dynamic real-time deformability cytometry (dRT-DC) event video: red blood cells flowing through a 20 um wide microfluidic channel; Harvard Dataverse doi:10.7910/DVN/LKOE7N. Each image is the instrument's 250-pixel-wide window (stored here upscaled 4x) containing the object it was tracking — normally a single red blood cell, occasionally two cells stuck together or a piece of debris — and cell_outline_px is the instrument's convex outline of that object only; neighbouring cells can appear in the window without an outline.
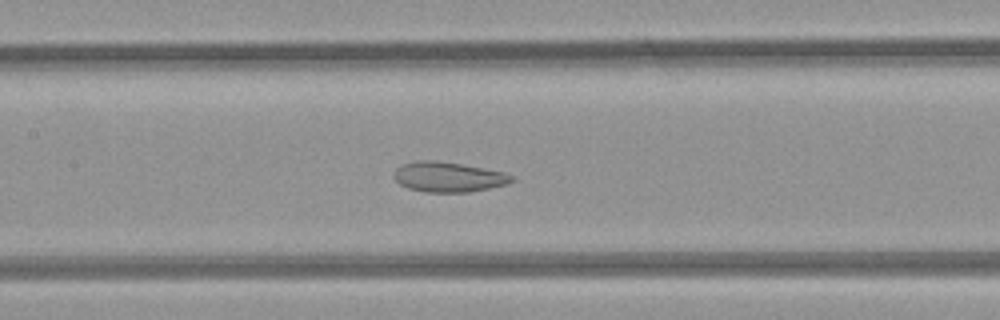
{"species": "common noctule bat (a hibernating species)", "species_latin": "Nyctalus noctula", "temperature_condition": "room temperature", "stored_images_in_passage": 40, "camera_frame_rate_fps": 3000, "um_per_image_px": 0.085, "animal": {"sex": "female", "body_mass_g": 21.9}, "frame": {"image": 1, "passage_image": 17, "time_ms": 5.333, "image_size_px": [1000, 320], "cell_outline_px": [[512, 180], [500, 184], [484, 188], [464, 192], [432, 192], [412, 188], [396, 180], [396, 172], [400, 168], [408, 164], [456, 164], [500, 172], [508, 176]], "centroid_in_image_um": [38.13, 15.1], "position_along_channel_um": 169.3, "area_um2": 17.86}}
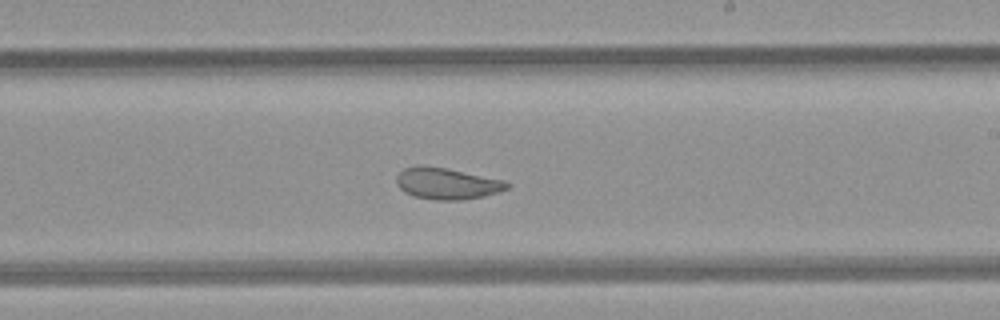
{"frame": {"image": 2, "passage_image": 23, "time_ms": 7.333, "image_size_px": [1000, 320], "cell_outline_px": [[508, 188], [480, 196], [416, 196], [400, 188], [400, 172], [408, 168], [444, 168], [496, 180], [508, 184]], "centroid_in_image_um": [37.98, 15.56], "position_along_channel_um": 251.0, "area_um2": 16.99}}
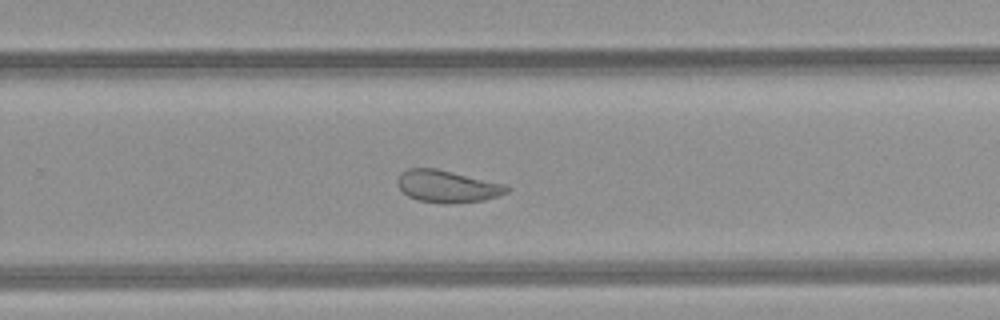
{"frame": {"image": 3, "passage_image": 26, "time_ms": 8.333, "image_size_px": [1000, 320], "cell_outline_px": [[508, 188], [504, 192], [480, 200], [420, 200], [404, 192], [400, 188], [400, 176], [404, 172], [412, 168], [432, 168], [448, 172]], "centroid_in_image_um": [37.86, 15.8], "position_along_channel_um": 291.9, "area_um2": 17.51}, "authors_computed_cell_mechanics": {"area_um2": 18.0047, "velocity_mm_per_s": 4.1199, "shape_relaxation_time_tau1_ms": null, "shape_relaxation_time_tau2_ms": 2.0883, "deformation_change_tau1": null, "deformation_change_tau2": 0.0725}}